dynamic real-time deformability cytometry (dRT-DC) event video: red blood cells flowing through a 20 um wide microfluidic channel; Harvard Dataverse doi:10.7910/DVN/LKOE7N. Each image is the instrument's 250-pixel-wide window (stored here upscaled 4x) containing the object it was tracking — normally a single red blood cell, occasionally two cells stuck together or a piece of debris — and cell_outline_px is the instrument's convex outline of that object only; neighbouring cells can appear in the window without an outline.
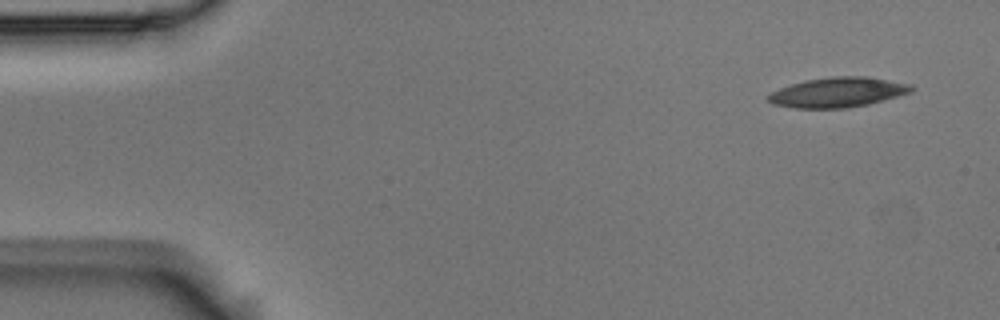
{"species": "Egyptian fruit bat (a non-hibernating species)", "species_latin": "Rousettus aegyptiacus", "temperature_condition": "room temperature", "stored_images_in_passage": 5, "camera_frame_rate_fps": 3000, "um_per_image_px": 0.085, "animal": {"sex": "male"}, "frame": {"image": 1, "passage_image": 1, "time_ms": 0.0, "image_size_px": [1000, 320], "cell_outline_px": [[916, 88], [912, 92], [868, 104], [848, 108], [796, 108], [772, 104], [764, 96], [780, 88], [804, 80], [832, 76], [868, 76], [912, 84]], "centroid_in_image_um": [71.23, 7.84], "position_along_channel_um": 13.8, "area_um2": 25.14}}
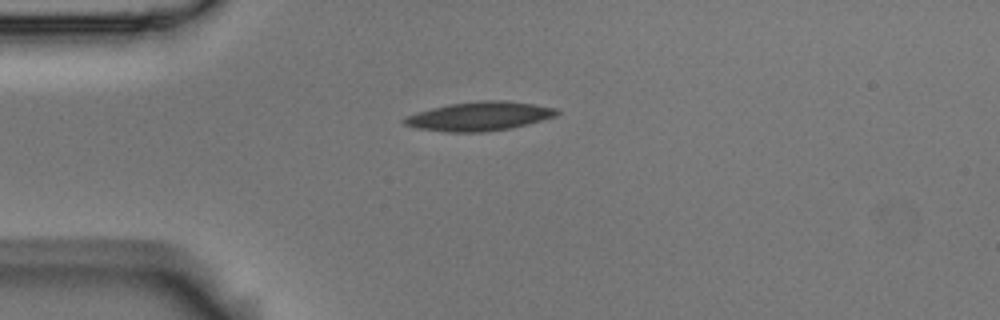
{"frame": {"image": 2, "passage_image": 4, "time_ms": 1.0, "image_size_px": [1000, 320], "cell_outline_px": [[560, 112], [556, 116], [508, 128], [484, 132], [444, 132], [416, 128], [404, 124], [400, 120], [416, 112], [448, 104], [480, 100], [504, 100], [532, 104], [556, 108]], "centroid_in_image_um": [40.69, 9.88], "position_along_channel_um": 44.3, "area_um2": 25.55}}